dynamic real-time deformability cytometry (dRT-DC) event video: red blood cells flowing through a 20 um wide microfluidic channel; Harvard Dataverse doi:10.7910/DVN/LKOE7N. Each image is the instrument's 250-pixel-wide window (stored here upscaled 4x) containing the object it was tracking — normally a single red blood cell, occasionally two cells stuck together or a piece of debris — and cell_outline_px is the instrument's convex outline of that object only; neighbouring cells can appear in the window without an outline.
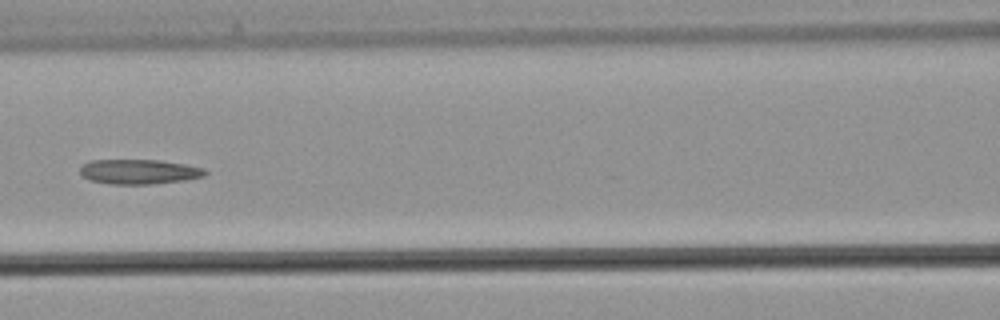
{"species": "common noctule bat (a hibernating species)", "species_latin": "Nyctalus noctula", "temperature_condition": "warm", "stored_images_in_passage": 45, "camera_frame_rate_fps": 3000, "um_per_image_px": 0.085, "animal": {"sex": "male", "body_mass_g": 21.5, "forearm_length_mm": 52.0}, "frame": {"image": 1, "passage_image": 20, "time_ms": 6.333, "image_size_px": [1000, 320], "cell_outline_px": [[208, 172], [204, 176], [184, 180], [152, 184], [112, 184], [88, 180], [80, 172], [80, 168], [88, 160], [160, 160], [184, 164], [204, 168]], "centroid_in_image_um": [11.81, 14.59], "position_along_channel_um": 154.8, "area_um2": 18.03}}